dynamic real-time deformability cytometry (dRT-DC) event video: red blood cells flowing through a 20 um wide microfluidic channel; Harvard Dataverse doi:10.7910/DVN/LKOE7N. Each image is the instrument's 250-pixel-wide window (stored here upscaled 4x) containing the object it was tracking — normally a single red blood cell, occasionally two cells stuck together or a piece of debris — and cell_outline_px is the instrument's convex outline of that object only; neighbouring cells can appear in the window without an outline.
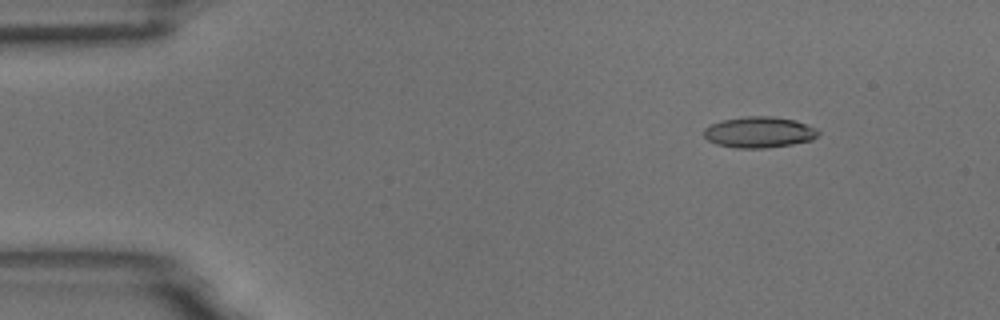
{"species": "common noctule bat (a hibernating species)", "species_latin": "Nyctalus noctula", "temperature_condition": "room temperature", "stored_images_in_passage": 4, "camera_frame_rate_fps": 3000, "um_per_image_px": 0.085, "animal": {"sex": "male", "body_mass_g": 18.8}, "frame": {"image": 1, "passage_image": 2, "time_ms": 0.333, "image_size_px": [1000, 320], "cell_outline_px": [[820, 132], [812, 140], [792, 144], [764, 148], [736, 148], [716, 144], [708, 140], [704, 136], [704, 128], [720, 120], [744, 116], [772, 116], [796, 120], [820, 128]], "centroid_in_image_um": [64.55, 11.23], "position_along_channel_um": 20.4, "area_um2": 20.92}}